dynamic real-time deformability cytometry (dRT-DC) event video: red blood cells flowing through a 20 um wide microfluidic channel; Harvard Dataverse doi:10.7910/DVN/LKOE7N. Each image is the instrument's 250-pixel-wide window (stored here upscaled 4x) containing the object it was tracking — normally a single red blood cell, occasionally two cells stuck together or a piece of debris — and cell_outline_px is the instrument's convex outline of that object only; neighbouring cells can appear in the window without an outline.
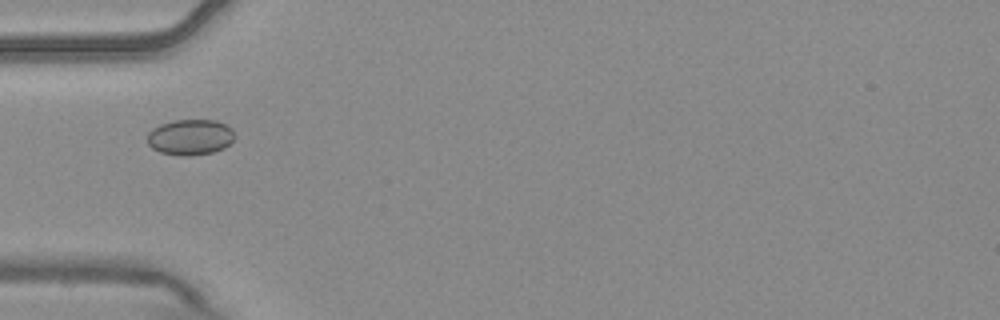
{"species": "common noctule bat (a hibernating species)", "species_latin": "Nyctalus noctula", "temperature_condition": "warm", "stored_images_in_passage": 5, "camera_frame_rate_fps": 3000, "um_per_image_px": 0.085, "animal": {"sex": "male", "body_mass_g": 20.4}, "frame": {"image": 1, "passage_image": 2, "time_ms": 0.333, "image_size_px": [1000, 320], "cell_outline_px": [[236, 136], [224, 148], [212, 152], [188, 156], [184, 156], [160, 152], [152, 148], [148, 144], [148, 132], [152, 128], [160, 124], [172, 120], [216, 120], [232, 128]], "centroid_in_image_um": [16.17, 11.65], "position_along_channel_um": 68.8, "area_um2": 18.21}}
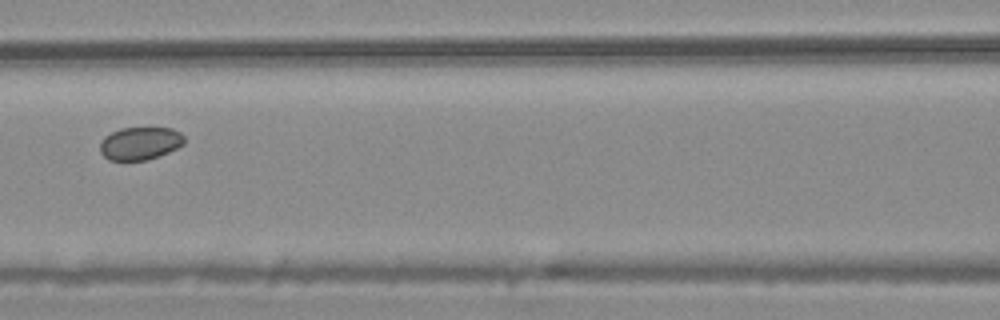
{"frame": {"image": 2, "passage_image": 4, "time_ms": 1.0, "image_size_px": [1000, 320], "cell_outline_px": [[184, 144], [160, 156], [148, 160], [108, 160], [100, 152], [100, 144], [104, 136], [120, 128], [172, 128], [180, 132], [184, 136]], "centroid_in_image_um": [11.9, 12.19], "position_along_channel_um": 154.7, "area_um2": 16.18}}
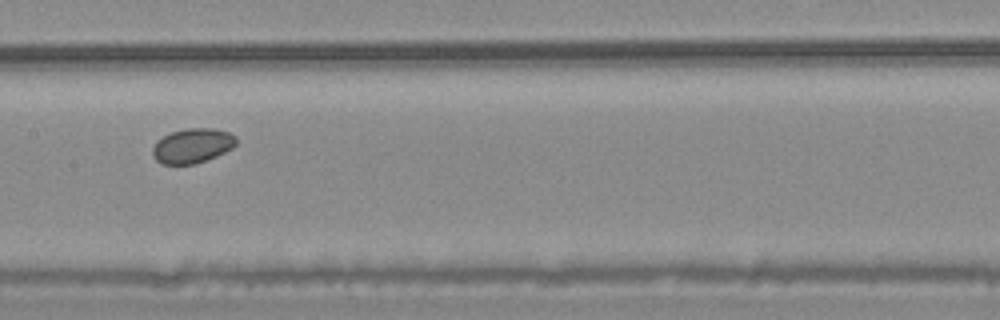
{"frame": {"image": 3, "passage_image": 5, "time_ms": 1.333, "image_size_px": [1000, 320], "cell_outline_px": [[236, 144], [232, 148], [216, 156], [196, 164], [160, 164], [152, 156], [152, 148], [156, 140], [172, 132], [188, 128], [216, 128], [228, 132], [236, 136]], "centroid_in_image_um": [16.34, 12.39], "position_along_channel_um": 191.1, "area_um2": 16.99}}